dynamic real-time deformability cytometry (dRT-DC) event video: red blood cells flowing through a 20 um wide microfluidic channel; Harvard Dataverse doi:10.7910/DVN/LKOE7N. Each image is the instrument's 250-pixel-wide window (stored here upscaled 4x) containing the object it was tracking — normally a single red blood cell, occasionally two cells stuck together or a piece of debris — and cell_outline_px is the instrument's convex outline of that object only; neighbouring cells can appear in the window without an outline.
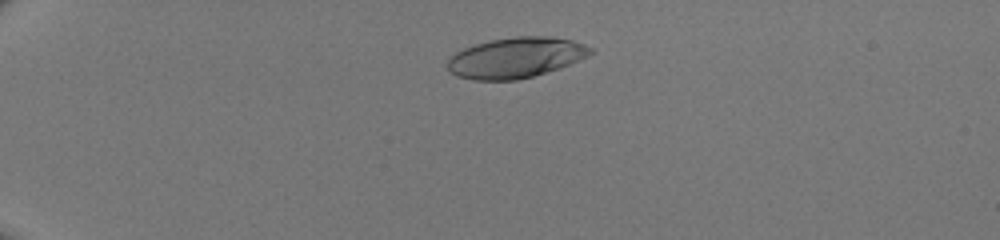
{"species": "human", "species_latin": "Homo sapiens", "temperature_condition": "room temperature", "stored_images_in_passage": 44, "camera_frame_rate_fps": 3000, "um_per_image_px": 0.085, "donor": {"sex": "male"}, "frame": {"image": 1, "passage_image": 8, "time_ms": 2.333, "image_size_px": [1000, 240], "cell_outline_px": [[596, 52], [588, 56], [560, 68], [532, 76], [516, 80], [472, 80], [456, 76], [448, 68], [448, 60], [456, 52], [464, 48], [476, 44], [492, 40], [516, 36], [548, 36], [572, 40], [584, 44], [592, 48]], "centroid_in_image_um": [43.87, 4.9], "position_along_channel_um": 41.1, "area_um2": 33.64}}
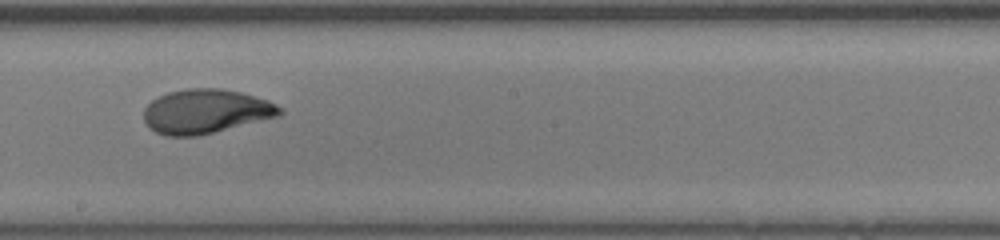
{"frame": {"image": 2, "passage_image": 26, "time_ms": 8.333, "image_size_px": [1000, 240], "cell_outline_px": [[284, 112], [280, 116], [196, 136], [164, 136], [148, 128], [144, 120], [144, 108], [152, 100], [168, 92], [184, 88], [220, 88], [240, 92], [268, 100], [284, 108]], "centroid_in_image_um": [17.49, 9.46], "position_along_channel_um": 230.7, "area_um2": 35.2}}
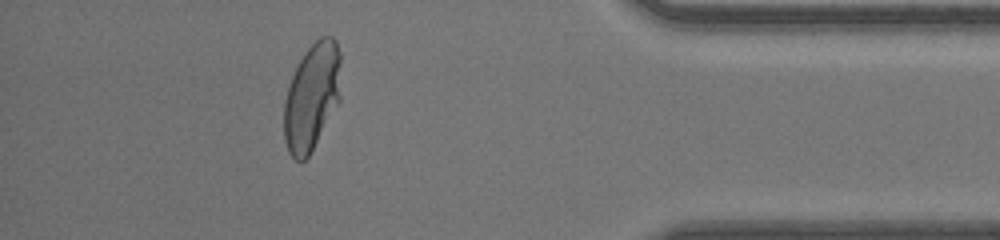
{"frame": {"image": 3, "passage_image": 40, "time_ms": 13.0, "image_size_px": [1000, 240], "cell_outline_px": [[340, 100], [308, 156], [304, 160], [296, 160], [288, 152], [284, 140], [284, 100], [292, 76], [304, 52], [320, 36], [332, 36], [336, 40], [340, 52]], "centroid_in_image_um": [26.51, 8.2], "position_along_channel_um": 408.7, "area_um2": 35.37}}